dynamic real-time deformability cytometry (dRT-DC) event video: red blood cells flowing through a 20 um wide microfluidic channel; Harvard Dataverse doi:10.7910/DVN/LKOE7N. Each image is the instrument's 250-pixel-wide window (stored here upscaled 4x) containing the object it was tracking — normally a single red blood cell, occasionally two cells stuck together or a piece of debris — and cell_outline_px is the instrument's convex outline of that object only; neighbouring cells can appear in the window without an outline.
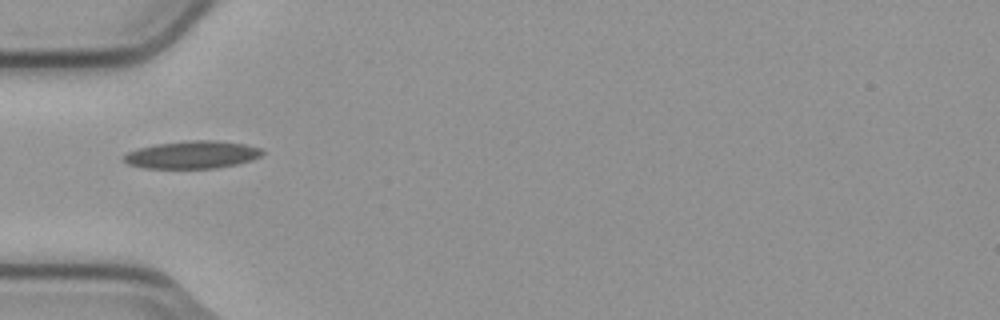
{"species": "common noctule bat (a hibernating species)", "species_latin": "Nyctalus noctula", "temperature_condition": "cold", "stored_images_in_passage": 5, "camera_frame_rate_fps": 3000, "um_per_image_px": 0.085, "animal": {"sex": "male", "body_mass_g": 23.1, "forearm_length_mm": 52.7}, "frame": {"image": 1, "passage_image": 5, "time_ms": 1.333, "image_size_px": [1000, 320], "cell_outline_px": [[264, 152], [260, 156], [252, 160], [236, 164], [216, 168], [144, 168], [128, 164], [124, 160], [124, 156], [128, 152], [140, 148], [156, 144], [184, 140], [216, 140], [244, 144], [260, 148]], "centroid_in_image_um": [16.35, 13.15], "position_along_channel_um": 68.6, "area_um2": 22.2}}